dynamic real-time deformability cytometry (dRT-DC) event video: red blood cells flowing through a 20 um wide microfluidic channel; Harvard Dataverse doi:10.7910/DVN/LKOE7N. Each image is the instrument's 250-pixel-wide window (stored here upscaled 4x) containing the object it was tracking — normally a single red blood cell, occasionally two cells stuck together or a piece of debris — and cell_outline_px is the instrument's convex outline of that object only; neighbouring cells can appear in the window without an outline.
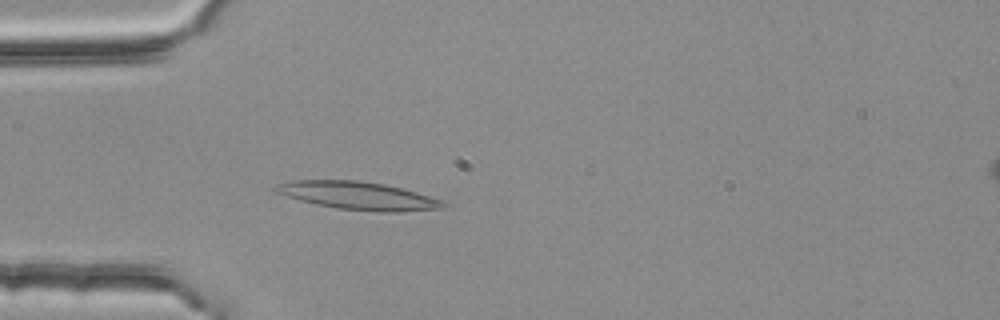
{"species": "common noctule bat (a hibernating species)", "species_latin": "Nyctalus noctula", "temperature_condition": "room temperature", "stored_images_in_passage": 3, "camera_frame_rate_fps": 3000, "um_per_image_px": 0.085, "animal": {"sex": "female", "body_mass_g": 25.1}, "frame": {"image": 1, "passage_image": 3, "time_ms": 0.667, "image_size_px": [1000, 320], "cell_outline_px": [[448, 204], [440, 208], [400, 212], [376, 212], [336, 208], [316, 204], [300, 200], [272, 192], [272, 188], [280, 184], [292, 180], [360, 180], [384, 184], [416, 192], [440, 200]], "centroid_in_image_um": [30.39, 16.63], "position_along_channel_um": 54.6, "area_um2": 27.17}}